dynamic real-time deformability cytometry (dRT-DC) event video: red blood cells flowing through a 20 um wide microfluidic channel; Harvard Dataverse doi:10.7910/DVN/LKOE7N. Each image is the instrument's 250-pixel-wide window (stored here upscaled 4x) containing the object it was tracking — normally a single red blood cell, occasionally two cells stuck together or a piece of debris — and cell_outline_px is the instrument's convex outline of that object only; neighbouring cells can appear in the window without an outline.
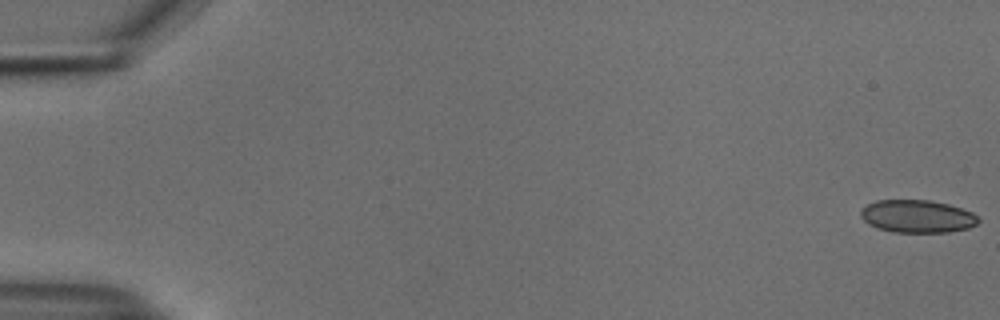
{"species": "common noctule bat (a hibernating species)", "species_latin": "Nyctalus noctula", "temperature_condition": "cold", "stored_images_in_passage": 54, "camera_frame_rate_fps": 3000, "um_per_image_px": 0.085, "animal": {"sex": "male", "body_mass_g": 18.8}, "frame": {"image": 1, "passage_image": 1, "time_ms": 0.0, "image_size_px": [1000, 320], "cell_outline_px": [[980, 220], [976, 224], [968, 228], [948, 232], [892, 232], [868, 224], [860, 216], [860, 208], [876, 200], [928, 200], [948, 204], [972, 212]], "centroid_in_image_um": [77.94, 18.38], "position_along_channel_um": 7.1, "area_um2": 22.37}}
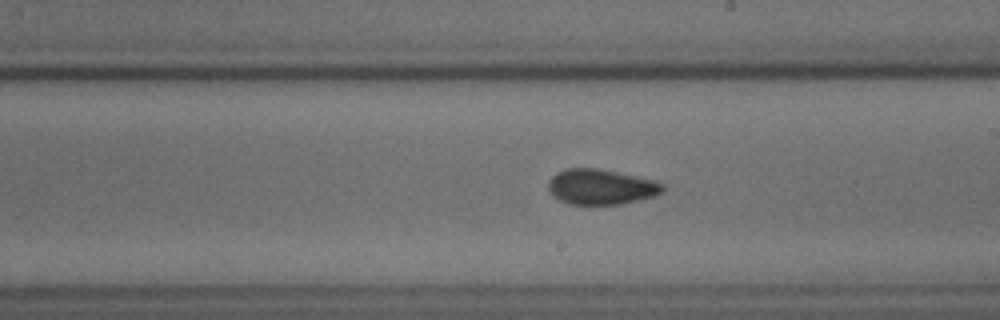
{"frame": {"image": 2, "passage_image": 32, "time_ms": 10.333, "image_size_px": [1000, 320], "cell_outline_px": [[664, 192], [656, 196], [620, 204], [568, 204], [552, 196], [548, 188], [548, 184], [552, 176], [556, 172], [568, 168], [596, 168], [656, 180], [664, 184]], "centroid_in_image_um": [51.1, 15.88], "position_along_channel_um": 237.9, "area_um2": 23.64}}
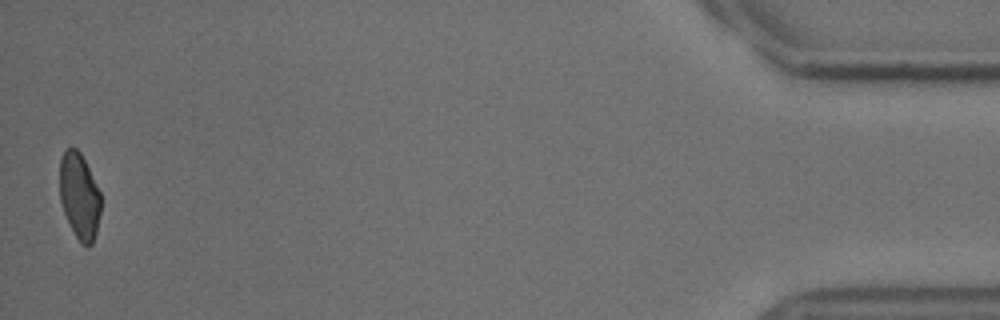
{"frame": {"image": 3, "passage_image": 54, "time_ms": 17.667, "image_size_px": [1000, 320], "cell_outline_px": [[100, 212], [96, 232], [92, 244], [80, 244], [64, 212], [60, 200], [60, 160], [64, 152], [72, 144], [80, 152], [100, 192]], "centroid_in_image_um": [6.74, 16.63], "position_along_channel_um": 428.5, "area_um2": 20.29}, "authors_computed_cell_mechanics": {"area_um2": 23.0622, "velocity_mm_per_s": 3.756, "shape_relaxation_time_tau1_ms": 7.4154, "shape_relaxation_time_tau2_ms": 2.2122, "deformation_change_tau1": 0.0969, "deformation_change_tau2": 0.0605}}